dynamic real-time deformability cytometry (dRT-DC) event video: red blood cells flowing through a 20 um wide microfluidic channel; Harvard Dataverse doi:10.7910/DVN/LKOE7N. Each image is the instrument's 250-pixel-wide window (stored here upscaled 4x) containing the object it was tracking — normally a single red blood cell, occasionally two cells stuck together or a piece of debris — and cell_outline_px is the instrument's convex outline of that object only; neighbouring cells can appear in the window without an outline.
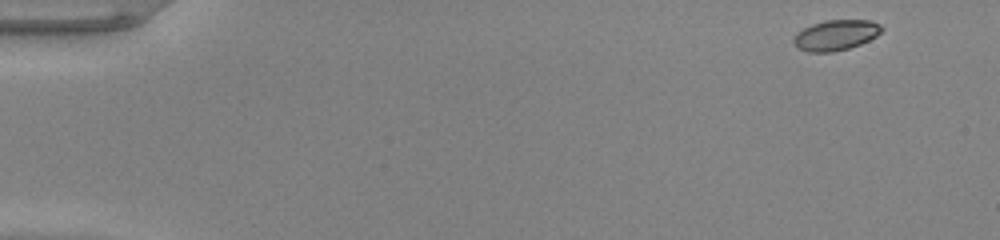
{"species": "common noctule bat (a hibernating species)", "species_latin": "Nyctalus noctula", "temperature_condition": "warm", "stored_images_in_passage": 50, "camera_frame_rate_fps": 3000, "um_per_image_px": 0.085, "animal": {"sex": "male", "body_mass_g": 20.0, "forearm_length_mm": 53.3}, "frame": {"image": 1, "passage_image": 1, "time_ms": 0.0, "image_size_px": [1000, 240], "cell_outline_px": [[884, 28], [876, 36], [860, 44], [848, 48], [832, 52], [808, 52], [796, 48], [792, 40], [796, 32], [812, 24], [824, 20], [872, 20], [880, 24]], "centroid_in_image_um": [71.01, 2.98], "position_along_channel_um": 14.0, "area_um2": 15.72}}
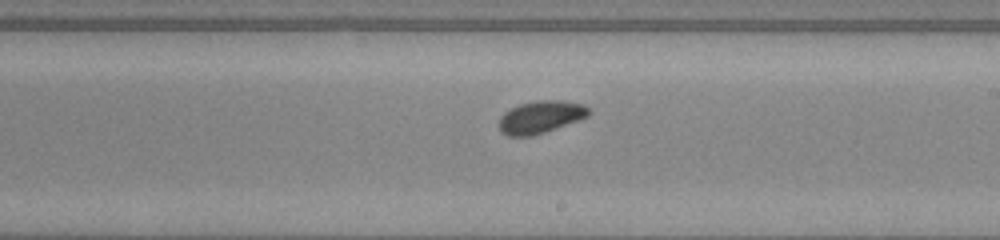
{"frame": {"image": 2, "passage_image": 29, "time_ms": 9.333, "image_size_px": [1000, 240], "cell_outline_px": [[592, 112], [588, 116], [544, 132], [532, 136], [508, 136], [500, 132], [500, 116], [504, 112], [520, 104], [536, 100], [560, 100], [584, 104]], "centroid_in_image_um": [45.95, 9.94], "position_along_channel_um": 243.1, "area_um2": 16.82}}
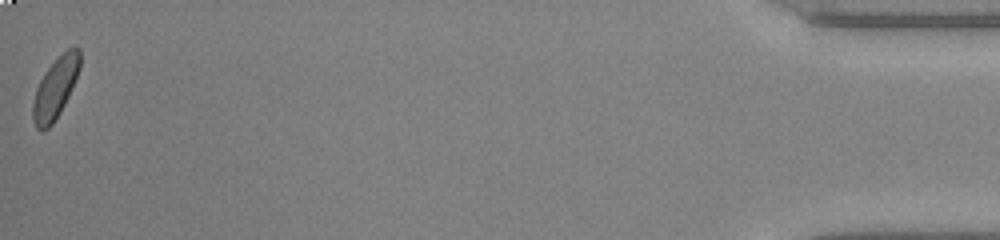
{"frame": {"image": 3, "passage_image": 50, "time_ms": 16.333, "image_size_px": [1000, 240], "cell_outline_px": [[80, 68], [68, 96], [60, 112], [52, 124], [48, 128], [36, 128], [32, 116], [32, 104], [36, 88], [44, 72], [68, 48], [80, 48]], "centroid_in_image_um": [4.69, 7.48], "position_along_channel_um": 430.5, "area_um2": 16.24}, "authors_computed_cell_mechanics": {"area_um2": 16.5886, "velocity_mm_per_s": 3.9657, "shape_relaxation_time_tau1_ms": 1.8038, "shape_relaxation_time_tau2_ms": 3.6768, "deformation_change_tau1": 0.0709, "deformation_change_tau2": 0.0676}}